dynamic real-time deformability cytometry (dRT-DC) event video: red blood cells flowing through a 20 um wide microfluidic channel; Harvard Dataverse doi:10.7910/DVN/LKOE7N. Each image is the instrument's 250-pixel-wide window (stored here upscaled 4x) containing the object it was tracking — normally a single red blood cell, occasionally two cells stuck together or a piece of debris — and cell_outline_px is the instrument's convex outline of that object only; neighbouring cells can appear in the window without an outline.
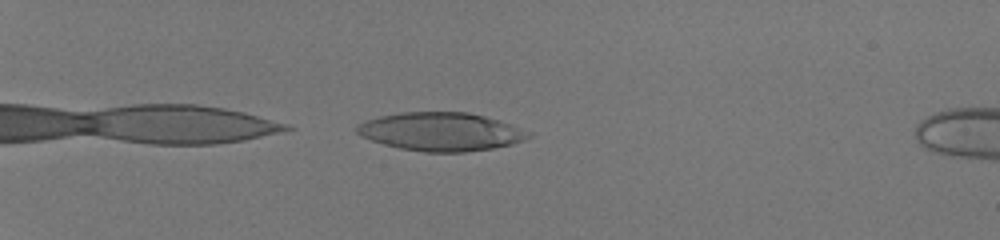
{"species": "human", "species_latin": "Homo sapiens", "temperature_condition": "room temperature", "stored_images_in_passage": 38, "camera_frame_rate_fps": 3000, "um_per_image_px": 0.085, "donor": {"sex": "male"}, "frame": {"image": 1, "passage_image": 2, "time_ms": 0.333, "image_size_px": [1000, 240], "cell_outline_px": [[532, 136], [524, 140], [512, 144], [492, 148], [464, 152], [424, 152], [400, 148], [384, 144], [360, 136], [356, 132], [356, 128], [360, 124], [368, 120], [380, 116], [400, 112], [468, 112], [500, 120], [512, 124], [532, 132]], "centroid_in_image_um": [37.53, 11.19], "position_along_channel_um": 47.5, "area_um2": 38.38}}
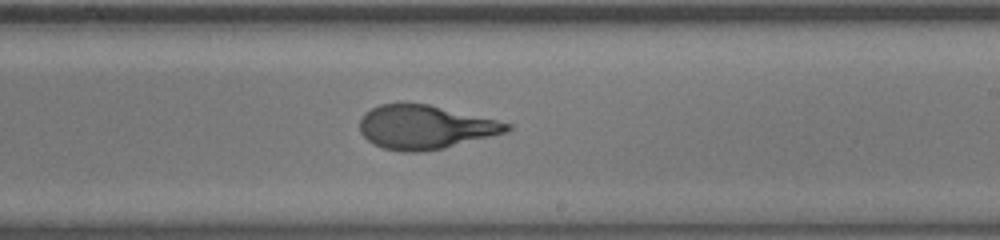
{"frame": {"image": 2, "passage_image": 22, "time_ms": 7.0, "image_size_px": [1000, 240], "cell_outline_px": [[512, 128], [508, 132], [444, 148], [420, 152], [404, 152], [384, 148], [368, 140], [360, 132], [360, 120], [364, 112], [380, 104], [404, 100], [428, 104], [496, 120], [512, 124]], "centroid_in_image_um": [36.1, 10.77], "position_along_channel_um": 252.9, "area_um2": 37.92}}
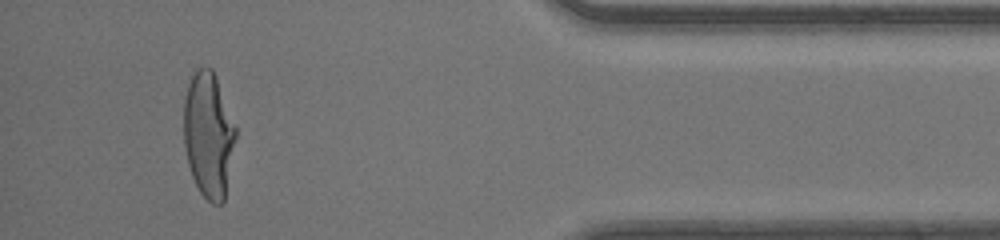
{"frame": {"image": 3, "passage_image": 36, "time_ms": 11.667, "image_size_px": [1000, 240], "cell_outline_px": [[236, 136], [224, 200], [220, 204], [212, 204], [200, 192], [192, 176], [188, 164], [184, 144], [184, 100], [188, 84], [196, 68], [204, 64], [212, 68], [216, 76], [236, 128]], "centroid_in_image_um": [17.71, 11.42], "position_along_channel_um": 417.5, "area_um2": 37.86}, "authors_computed_cell_mechanics": {"area_um2": 38.0613, "velocity_mm_per_s": 4.1712, "shape_relaxation_time_tau1_ms": 5.6557, "shape_relaxation_time_tau2_ms": 0.7113, "deformation_change_tau1": 0.2946, "deformation_change_tau2": 0.0793}}